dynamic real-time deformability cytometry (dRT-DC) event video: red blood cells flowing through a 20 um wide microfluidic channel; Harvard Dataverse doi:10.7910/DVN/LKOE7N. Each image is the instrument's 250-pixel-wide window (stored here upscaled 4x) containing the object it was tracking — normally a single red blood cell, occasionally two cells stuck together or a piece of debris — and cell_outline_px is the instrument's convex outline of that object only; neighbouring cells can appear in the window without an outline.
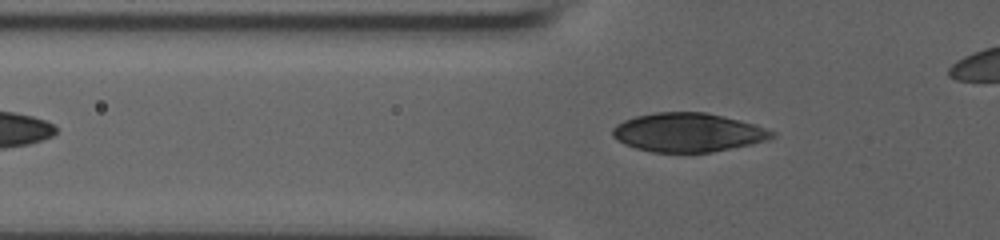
{"species": "human", "species_latin": "Homo sapiens", "temperature_condition": "room temperature", "stored_images_in_passage": 9, "camera_frame_rate_fps": 3000, "um_per_image_px": 0.085, "donor": {"sex": "male"}, "frame": {"image": 1, "passage_image": 3, "time_ms": 0.667, "image_size_px": [1000, 240], "cell_outline_px": [[776, 136], [768, 140], [752, 144], [712, 152], [652, 152], [636, 148], [624, 144], [612, 136], [612, 128], [616, 124], [624, 120], [636, 116], [656, 112], [704, 112], [756, 124], [776, 132]], "centroid_in_image_um": [58.49, 11.26], "position_along_channel_um": 67.3, "area_um2": 36.13}}
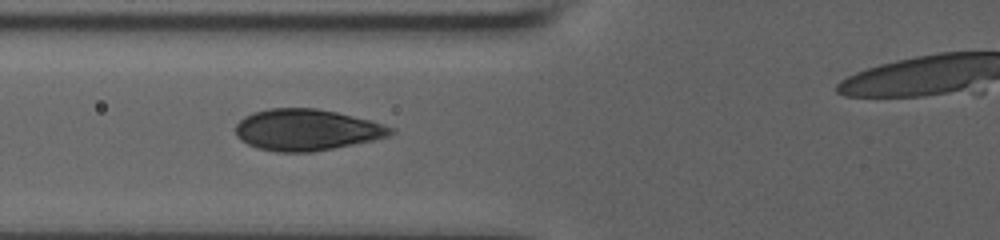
{"frame": {"image": 2, "passage_image": 6, "time_ms": 1.667, "image_size_px": [1000, 240], "cell_outline_px": [[396, 132], [388, 136], [372, 140], [312, 152], [276, 152], [256, 148], [248, 144], [236, 136], [236, 124], [244, 116], [252, 112], [268, 108], [316, 108], [336, 112], [372, 120], [396, 128]], "centroid_in_image_um": [26.06, 11.03], "position_along_channel_um": 99.7, "area_um2": 37.51}}
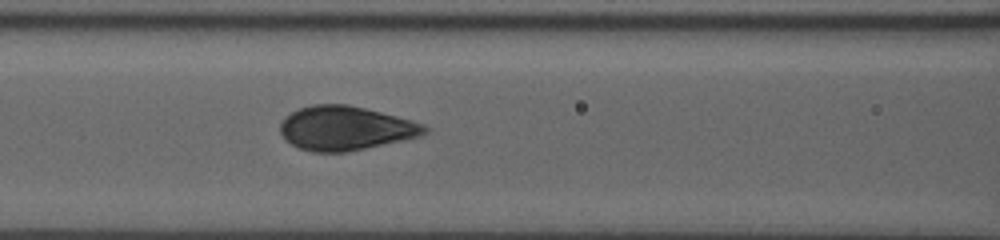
{"frame": {"image": 3, "passage_image": 9, "time_ms": 2.667, "image_size_px": [1000, 240], "cell_outline_px": [[428, 132], [420, 136], [404, 140], [344, 152], [312, 152], [300, 148], [284, 140], [280, 132], [280, 124], [284, 116], [300, 108], [312, 104], [348, 104], [412, 120], [424, 124], [428, 128]], "centroid_in_image_um": [29.34, 10.89], "position_along_channel_um": 137.3, "area_um2": 37.05}}